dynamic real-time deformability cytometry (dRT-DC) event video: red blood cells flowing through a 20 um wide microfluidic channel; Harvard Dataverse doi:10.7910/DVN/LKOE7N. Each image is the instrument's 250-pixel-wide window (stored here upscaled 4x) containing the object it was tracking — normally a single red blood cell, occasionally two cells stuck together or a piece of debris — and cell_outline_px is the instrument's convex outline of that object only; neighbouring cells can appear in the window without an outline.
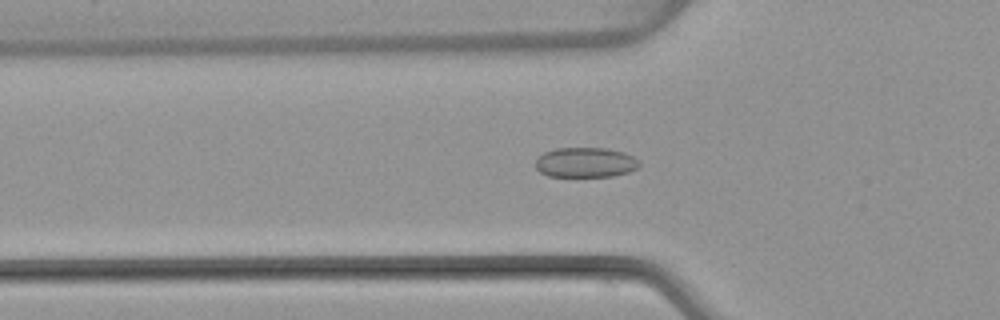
{"species": "common noctule bat (a hibernating species)", "species_latin": "Nyctalus noctula", "temperature_condition": "warm", "stored_images_in_passage": 50, "camera_frame_rate_fps": 3000, "um_per_image_px": 0.085, "animal": {"sex": "female", "body_mass_g": 22.7, "forearm_length_mm": 54.2}, "frame": {"image": 1, "passage_image": 17, "time_ms": 5.333, "image_size_px": [1000, 320], "cell_outline_px": [[640, 164], [636, 168], [628, 172], [612, 176], [548, 176], [540, 172], [536, 168], [536, 160], [544, 152], [556, 148], [608, 148], [624, 152], [640, 160]], "centroid_in_image_um": [49.78, 13.8], "position_along_channel_um": 76.0, "area_um2": 18.09}}
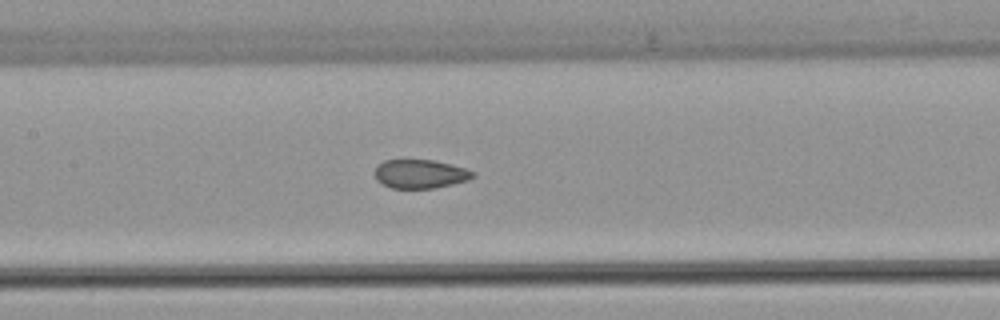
{"frame": {"image": 2, "passage_image": 24, "time_ms": 7.667, "image_size_px": [1000, 320], "cell_outline_px": [[476, 176], [468, 180], [452, 184], [432, 188], [392, 188], [376, 180], [376, 168], [384, 160], [432, 160], [464, 168], [476, 172]], "centroid_in_image_um": [35.74, 14.79], "position_along_channel_um": 171.7, "area_um2": 16.18}}
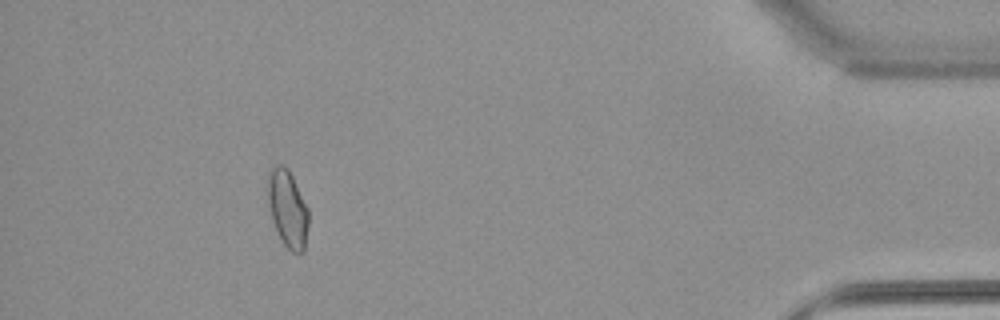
{"frame": {"image": 3, "passage_image": 46, "time_ms": 15.0, "image_size_px": [1000, 320], "cell_outline_px": [[308, 224], [304, 252], [292, 252], [284, 244], [272, 220], [268, 204], [268, 172], [276, 164], [280, 164], [288, 168], [308, 208]], "centroid_in_image_um": [24.45, 17.72], "position_along_channel_um": 410.8, "area_um2": 18.09}, "authors_computed_cell_mechanics": {"area_um2": 17.629, "velocity_mm_per_s": 4.0687, "shape_relaxation_time_tau1_ms": null, "shape_relaxation_time_tau2_ms": 0.9957, "deformation_change_tau1": null, "deformation_change_tau2": 0.0561}}